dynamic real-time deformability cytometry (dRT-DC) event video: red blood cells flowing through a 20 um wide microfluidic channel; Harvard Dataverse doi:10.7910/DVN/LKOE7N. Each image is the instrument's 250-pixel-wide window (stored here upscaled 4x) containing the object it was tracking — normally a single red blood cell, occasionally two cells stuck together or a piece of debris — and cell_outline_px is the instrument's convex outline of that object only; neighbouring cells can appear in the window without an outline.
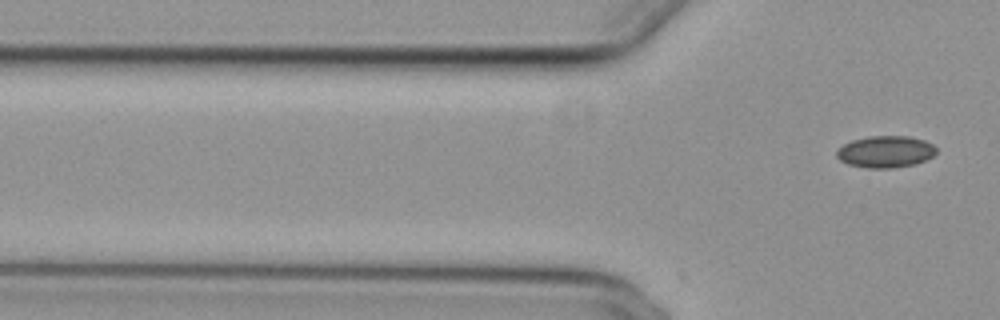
{"species": "common noctule bat (a hibernating species)", "species_latin": "Nyctalus noctula", "temperature_condition": "cold", "stored_images_in_passage": 6, "camera_frame_rate_fps": 3000, "um_per_image_px": 0.085, "animal": {"sex": "female", "body_mass_g": 29.2, "forearm_length_mm": 56.3}, "frame": {"image": 1, "passage_image": 6, "time_ms": 1.667, "image_size_px": [1000, 320], "cell_outline_px": [[936, 152], [932, 156], [924, 160], [912, 164], [892, 168], [868, 168], [848, 164], [840, 160], [836, 156], [836, 152], [844, 144], [852, 140], [868, 136], [908, 136], [924, 140], [932, 144], [936, 148]], "centroid_in_image_um": [75.25, 12.89], "position_along_channel_um": 50.5, "area_um2": 18.26}}